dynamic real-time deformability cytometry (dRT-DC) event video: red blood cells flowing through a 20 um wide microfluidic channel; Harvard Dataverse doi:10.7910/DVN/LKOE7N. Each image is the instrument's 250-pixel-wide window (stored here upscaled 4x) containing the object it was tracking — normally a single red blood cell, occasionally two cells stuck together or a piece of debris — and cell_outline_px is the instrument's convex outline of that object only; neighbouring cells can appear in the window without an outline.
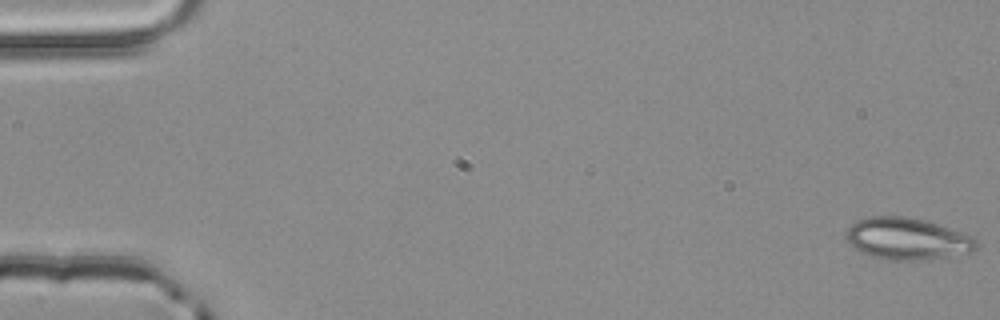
{"species": "common noctule bat (a hibernating species)", "species_latin": "Nyctalus noctula", "temperature_condition": "room temperature", "stored_images_in_passage": 5, "segment_of_instrument_passage": [2, 2], "camera_frame_rate_fps": 3000, "um_per_image_px": 0.085, "animal": {"sex": "male", "body_mass_g": 20.4}, "frame": {"image": 1, "passage_image": 5, "time_ms": 1.333, "image_size_px": [1000, 320], "cell_outline_px": [[976, 248], [972, 252], [928, 260], [888, 260], [872, 256], [856, 248], [844, 236], [848, 228], [856, 220], [868, 216], [904, 216], [924, 220], [936, 224], [968, 236], [976, 240]], "centroid_in_image_um": [77.07, 20.3], "position_along_channel_um": 7.9, "area_um2": 31.27}}